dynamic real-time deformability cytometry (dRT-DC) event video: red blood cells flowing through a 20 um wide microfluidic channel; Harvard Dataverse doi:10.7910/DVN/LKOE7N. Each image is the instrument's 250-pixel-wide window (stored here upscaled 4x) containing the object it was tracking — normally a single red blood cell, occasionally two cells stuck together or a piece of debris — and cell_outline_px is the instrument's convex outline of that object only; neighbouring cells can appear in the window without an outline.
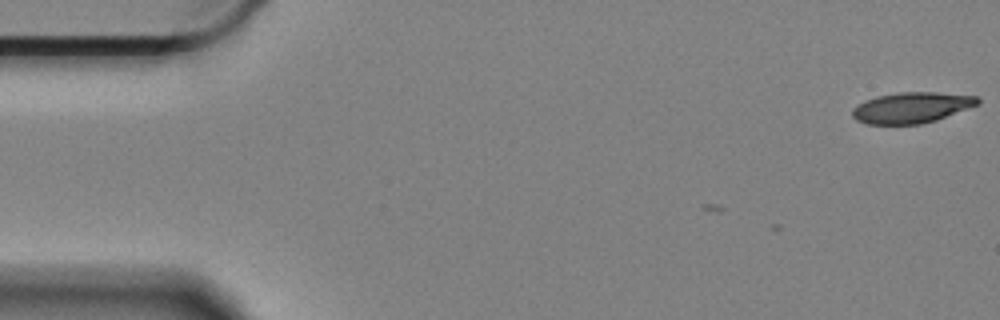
{"species": "Egyptian fruit bat (a non-hibernating species)", "species_latin": "Rousettus aegyptiacus", "temperature_condition": "cold", "stored_images_in_passage": 4, "camera_frame_rate_fps": 3000, "um_per_image_px": 0.085, "animal": {"sex": "female"}, "frame": {"image": 1, "passage_image": 1, "time_ms": 0.0, "image_size_px": [1000, 320], "cell_outline_px": [[980, 104], [936, 120], [920, 124], [868, 124], [856, 120], [852, 116], [852, 108], [876, 96], [900, 92], [936, 92], [976, 96], [980, 100]], "centroid_in_image_um": [77.5, 9.15], "position_along_channel_um": 7.5, "area_um2": 22.37}}